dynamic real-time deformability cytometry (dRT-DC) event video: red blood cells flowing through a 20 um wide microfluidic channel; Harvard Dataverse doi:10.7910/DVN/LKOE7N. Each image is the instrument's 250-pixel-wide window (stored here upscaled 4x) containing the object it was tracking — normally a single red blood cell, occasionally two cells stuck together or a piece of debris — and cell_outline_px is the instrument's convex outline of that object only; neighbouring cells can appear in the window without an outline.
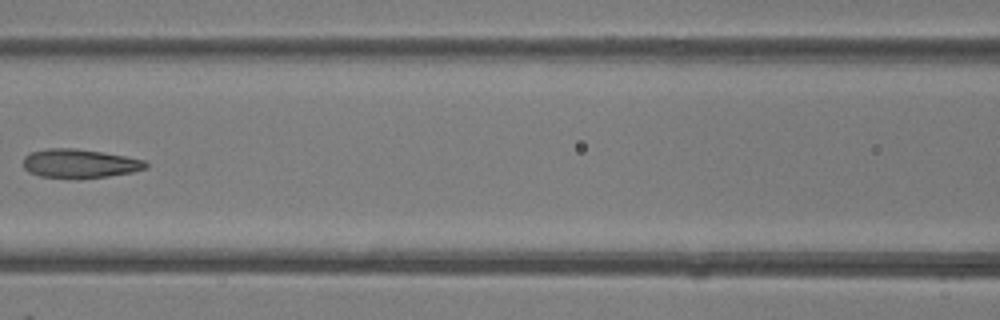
{"species": "common noctule bat (a hibernating species)", "species_latin": "Nyctalus noctula", "temperature_condition": "room temperature", "stored_images_in_passage": 6, "camera_frame_rate_fps": 3000, "um_per_image_px": 0.085, "animal": {"sex": "female"}, "frame": {"image": 1, "passage_image": 6, "time_ms": 5.333, "image_size_px": [1000, 320], "cell_outline_px": [[148, 168], [132, 172], [108, 176], [76, 180], [72, 180], [40, 176], [28, 172], [24, 168], [24, 156], [32, 152], [48, 148], [72, 148], [100, 152], [124, 156], [144, 160], [148, 164]], "centroid_in_image_um": [6.75, 13.93], "position_along_channel_um": 159.8, "area_um2": 20.87}}